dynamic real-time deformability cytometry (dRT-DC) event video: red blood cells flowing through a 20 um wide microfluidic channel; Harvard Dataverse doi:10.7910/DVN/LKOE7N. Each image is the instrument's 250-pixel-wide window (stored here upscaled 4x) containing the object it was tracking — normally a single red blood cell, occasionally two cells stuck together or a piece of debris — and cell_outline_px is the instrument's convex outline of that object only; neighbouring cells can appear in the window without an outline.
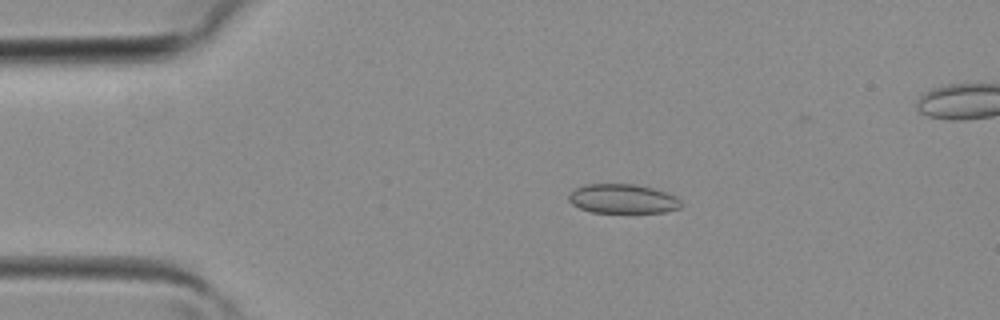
{"species": "common noctule bat (a hibernating species)", "species_latin": "Nyctalus noctula", "temperature_condition": "room temperature", "stored_images_in_passage": 39, "segment_of_instrument_passage": [1, 2], "camera_frame_rate_fps": 3000, "um_per_image_px": 0.085, "animal": {"sex": "female", "body_mass_g": 19.3, "forearm_length_mm": 54.1}, "frame": {"image": 1, "passage_image": 7, "time_ms": 2.0, "image_size_px": [1000, 320], "cell_outline_px": [[680, 208], [664, 212], [592, 212], [580, 208], [572, 204], [568, 200], [568, 192], [576, 188], [588, 184], [632, 184], [652, 188], [676, 196], [680, 200]], "centroid_in_image_um": [52.89, 16.89], "position_along_channel_um": 32.1, "area_um2": 19.02}}
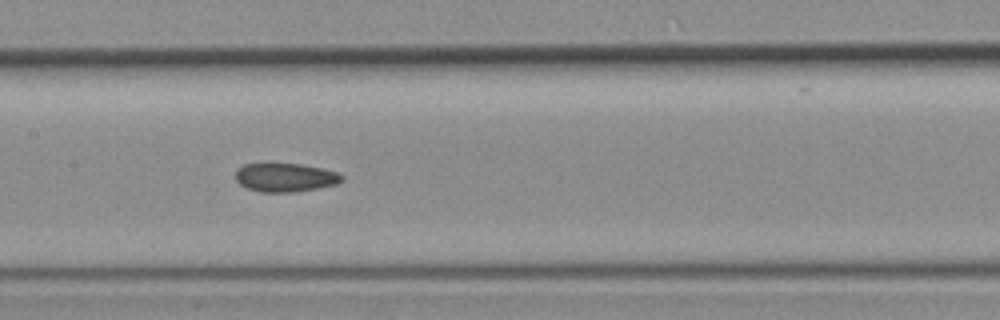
{"frame": {"image": 2, "passage_image": 18, "time_ms": 5.667, "image_size_px": [1000, 320], "cell_outline_px": [[344, 180], [336, 184], [316, 188], [292, 192], [260, 192], [248, 188], [240, 184], [236, 180], [236, 172], [244, 164], [300, 164], [320, 168], [336, 172], [344, 176]], "centroid_in_image_um": [24.26, 15.09], "position_along_channel_um": 183.1, "area_um2": 17.46}}
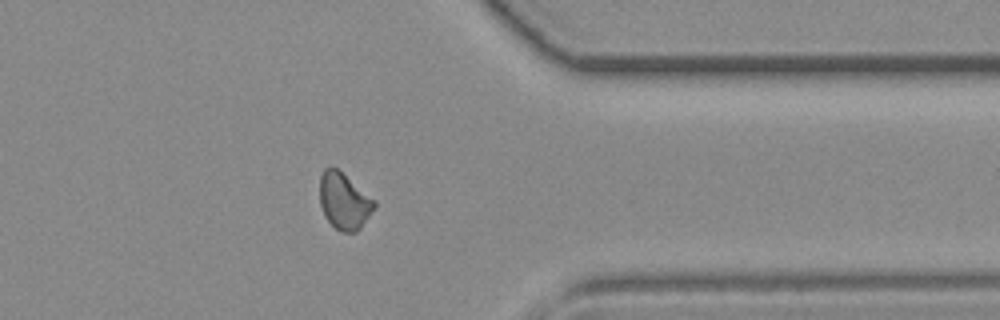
{"frame": {"image": 3, "passage_image": 30, "time_ms": 9.667, "image_size_px": [1000, 320], "cell_outline_px": [[376, 204], [360, 228], [356, 232], [344, 232], [336, 228], [324, 216], [320, 204], [320, 176], [324, 168], [328, 164], [332, 164], [376, 200]], "centroid_in_image_um": [29.22, 17.04], "position_along_channel_um": 382.2, "area_um2": 17.98}}